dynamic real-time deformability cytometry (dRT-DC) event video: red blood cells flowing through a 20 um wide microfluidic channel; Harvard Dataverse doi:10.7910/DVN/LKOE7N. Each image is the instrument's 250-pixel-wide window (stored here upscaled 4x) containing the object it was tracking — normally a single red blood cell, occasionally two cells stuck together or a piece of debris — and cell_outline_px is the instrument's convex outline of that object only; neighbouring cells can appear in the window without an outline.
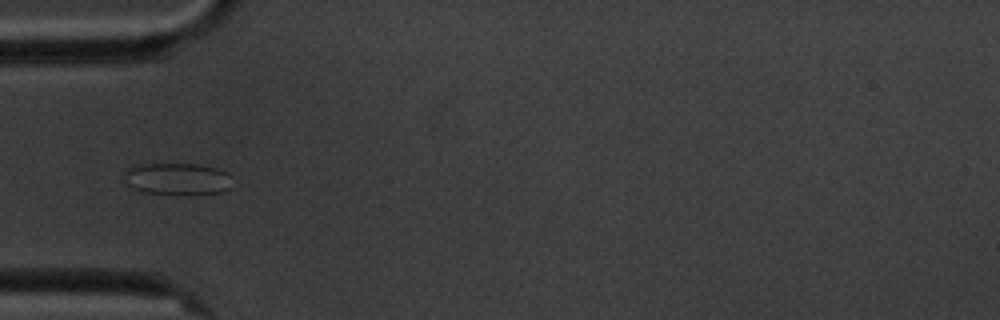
{"species": "common noctule bat (a hibernating species)", "species_latin": "Nyctalus noctula", "temperature_condition": "cold", "stored_images_in_passage": 11, "camera_frame_rate_fps": 3000, "um_per_image_px": 0.085, "animal": {"sex": "male", "body_mass_g": 20.1, "forearm_length_mm": 53.5}, "frame": {"image": 1, "passage_image": 4, "time_ms": 4.333, "image_size_px": [1000, 320], "cell_outline_px": [[228, 188], [224, 192], [192, 196], [184, 196], [144, 192], [132, 188], [128, 184], [124, 176], [124, 172], [128, 168], [140, 164], [196, 164], [216, 168], [228, 172]], "centroid_in_image_um": [15.06, 15.24], "position_along_channel_um": 69.9, "area_um2": 20.4}}
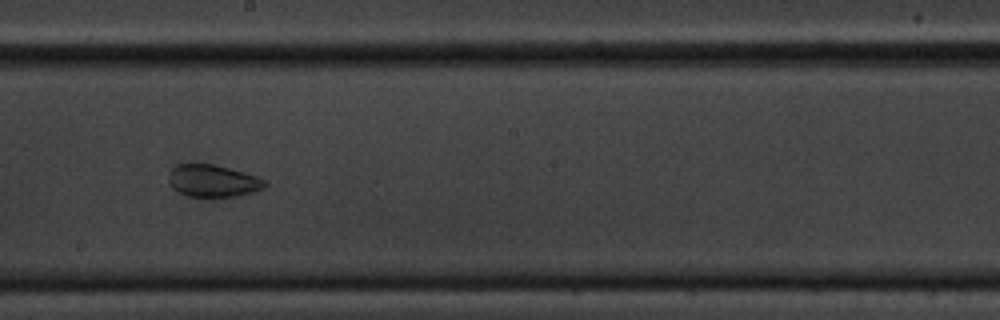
{"frame": {"image": 2, "passage_image": 8, "time_ms": 9.0, "image_size_px": [1000, 320], "cell_outline_px": [[268, 184], [264, 188], [252, 192], [236, 196], [188, 196], [172, 188], [168, 180], [168, 176], [172, 168], [176, 164], [212, 164], [244, 172], [256, 176], [264, 180]], "centroid_in_image_um": [18.08, 15.36], "position_along_channel_um": 230.1, "area_um2": 17.86}}
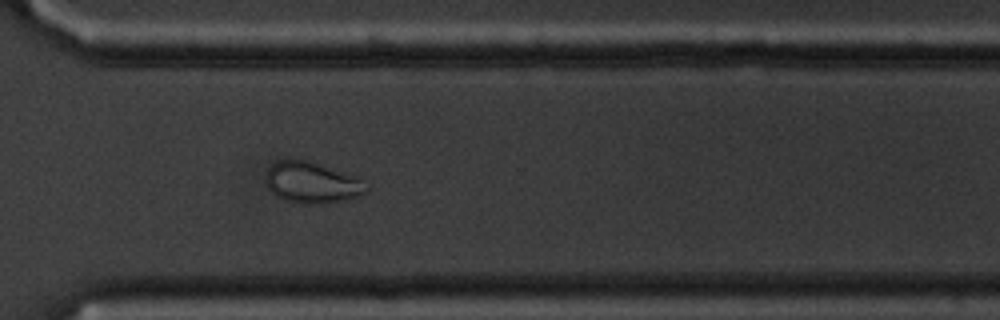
{"frame": {"image": 3, "passage_image": 11, "time_ms": 12.333, "image_size_px": [1000, 320], "cell_outline_px": [[368, 192], [348, 200], [308, 204], [300, 204], [284, 200], [276, 196], [268, 188], [264, 180], [264, 176], [268, 168], [276, 160], [304, 160], [356, 176], [364, 180], [368, 188]], "centroid_in_image_um": [26.5, 15.54], "position_along_channel_um": 344.1, "area_um2": 24.16}}